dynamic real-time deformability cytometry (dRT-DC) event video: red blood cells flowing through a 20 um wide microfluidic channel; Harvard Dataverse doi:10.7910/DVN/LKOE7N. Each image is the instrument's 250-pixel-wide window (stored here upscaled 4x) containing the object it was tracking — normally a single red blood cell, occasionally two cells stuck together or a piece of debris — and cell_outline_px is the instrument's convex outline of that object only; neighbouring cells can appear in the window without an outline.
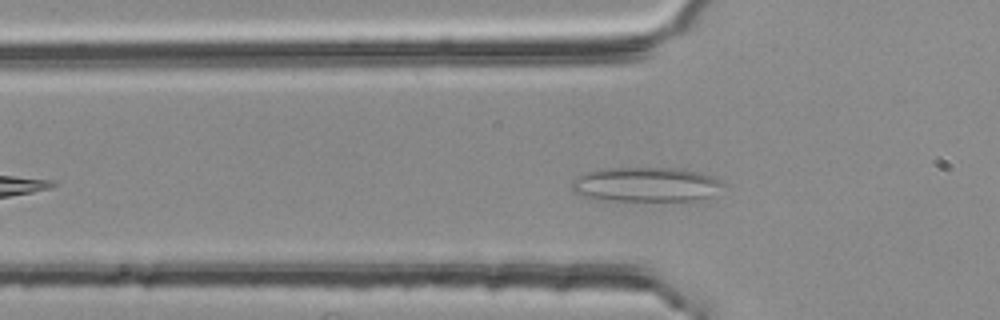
{"species": "common noctule bat (a hibernating species)", "species_latin": "Nyctalus noctula", "temperature_condition": "room temperature", "stored_images_in_passage": 39, "camera_frame_rate_fps": 3000, "um_per_image_px": 0.085, "animal": {"sex": "female", "body_mass_g": 25.1}, "frame": {"image": 1, "passage_image": 8, "time_ms": 2.333, "image_size_px": [1000, 320], "cell_outline_px": [[724, 184], [708, 196], [696, 200], [608, 200], [580, 196], [572, 192], [572, 180], [576, 176], [588, 172], [604, 168], [680, 168], [700, 172], [712, 176], [720, 180]], "centroid_in_image_um": [54.84, 15.67], "position_along_channel_um": 71.0, "area_um2": 30.23}}
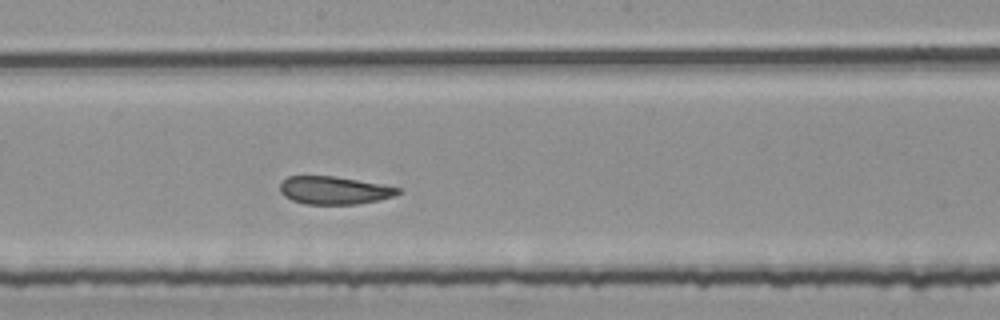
{"frame": {"image": 2, "passage_image": 20, "time_ms": 6.333, "image_size_px": [1000, 320], "cell_outline_px": [[400, 192], [392, 196], [380, 200], [356, 204], [304, 204], [292, 200], [284, 196], [280, 192], [280, 184], [288, 176], [336, 176], [380, 184], [400, 188]], "centroid_in_image_um": [28.38, 16.18], "position_along_channel_um": 219.8, "area_um2": 19.07}}
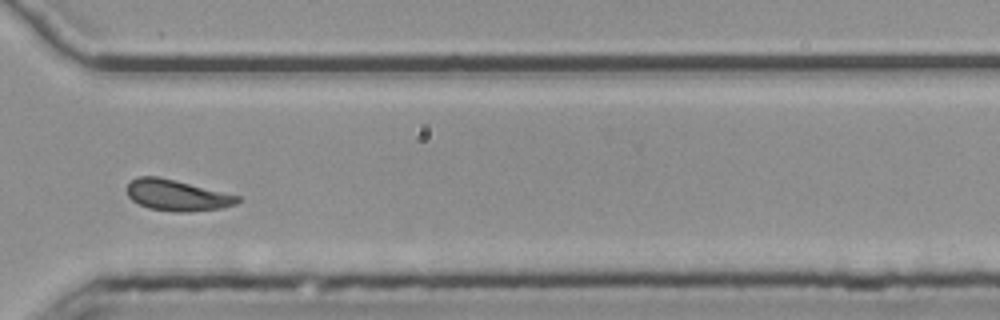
{"frame": {"image": 3, "passage_image": 31, "time_ms": 10.0, "image_size_px": [1000, 320], "cell_outline_px": [[244, 200], [236, 204], [224, 208], [188, 212], [172, 212], [148, 208], [132, 200], [128, 196], [128, 184], [136, 176], [156, 176], [176, 180], [240, 196]], "centroid_in_image_um": [15.09, 16.61], "position_along_channel_um": 355.5, "area_um2": 20.17}, "authors_computed_cell_mechanics": {"area_um2": 19.9988, "velocity_mm_per_s": 3.7137, "shape_relaxation_time_tau1_ms": 10.6766, "shape_relaxation_time_tau2_ms": 1.3876, "deformation_change_tau1": 0.1987, "deformation_change_tau2": 0.0852}}